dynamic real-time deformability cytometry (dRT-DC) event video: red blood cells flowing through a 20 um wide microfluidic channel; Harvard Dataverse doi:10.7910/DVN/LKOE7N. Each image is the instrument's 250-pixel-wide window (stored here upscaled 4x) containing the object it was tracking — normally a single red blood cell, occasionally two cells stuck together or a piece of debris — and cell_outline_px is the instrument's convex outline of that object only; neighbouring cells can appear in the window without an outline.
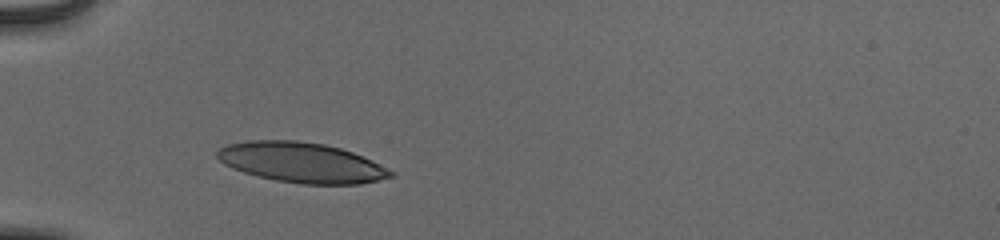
{"species": "human", "species_latin": "Homo sapiens", "temperature_condition": "cold", "stored_images_in_passage": 30, "camera_frame_rate_fps": 3000, "um_per_image_px": 0.085, "donor": {"sex": "male"}, "frame": {"image": 1, "passage_image": 1, "time_ms": 0.0, "image_size_px": [1000, 240], "cell_outline_px": [[396, 176], [360, 184], [300, 184], [276, 180], [244, 172], [232, 168], [224, 164], [216, 156], [216, 152], [220, 148], [228, 144], [248, 140], [296, 140], [324, 144], [340, 148], [352, 152], [372, 160], [396, 172]], "centroid_in_image_um": [25.66, 13.81], "position_along_channel_um": 59.3, "area_um2": 40.63}}
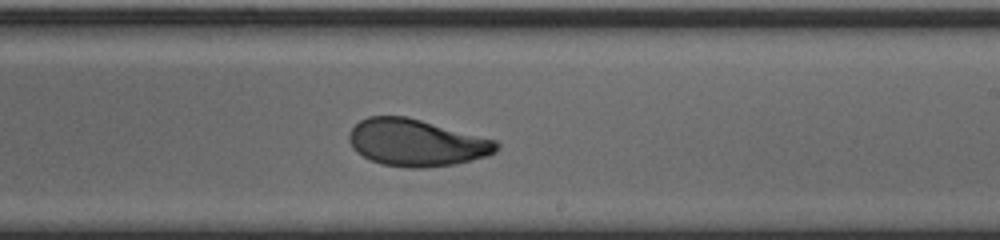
{"frame": {"image": 2, "passage_image": 17, "time_ms": 5.333, "image_size_px": [1000, 240], "cell_outline_px": [[500, 148], [496, 152], [488, 156], [456, 164], [424, 168], [408, 168], [380, 164], [356, 152], [352, 148], [348, 140], [348, 132], [360, 120], [368, 116], [408, 116], [496, 140], [500, 144]], "centroid_in_image_um": [35.4, 12.13], "position_along_channel_um": 253.6, "area_um2": 40.75}}
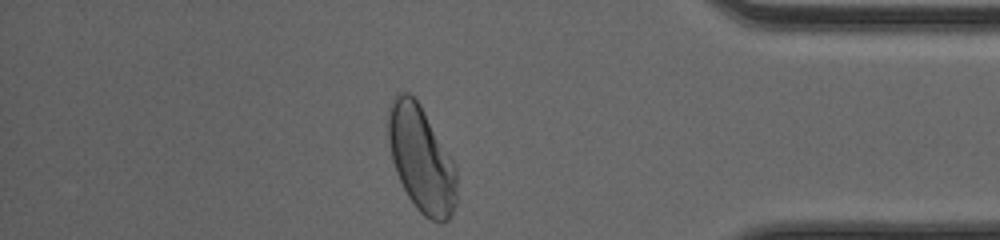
{"frame": {"image": 3, "passage_image": 30, "time_ms": 9.667, "image_size_px": [1000, 240], "cell_outline_px": [[456, 204], [448, 220], [432, 220], [424, 216], [416, 208], [408, 196], [396, 172], [392, 160], [388, 140], [388, 108], [396, 92], [408, 92], [420, 104], [456, 164]], "centroid_in_image_um": [35.8, 13.49], "position_along_channel_um": 399.4, "area_um2": 42.19}, "authors_computed_cell_mechanics": {"area_um2": 40.6623, "velocity_mm_per_s": 3.887, "shape_relaxation_time_tau1_ms": 4.6246, "shape_relaxation_time_tau2_ms": 0.9052, "deformation_change_tau1": 0.1761, "deformation_change_tau2": 0.0669}}